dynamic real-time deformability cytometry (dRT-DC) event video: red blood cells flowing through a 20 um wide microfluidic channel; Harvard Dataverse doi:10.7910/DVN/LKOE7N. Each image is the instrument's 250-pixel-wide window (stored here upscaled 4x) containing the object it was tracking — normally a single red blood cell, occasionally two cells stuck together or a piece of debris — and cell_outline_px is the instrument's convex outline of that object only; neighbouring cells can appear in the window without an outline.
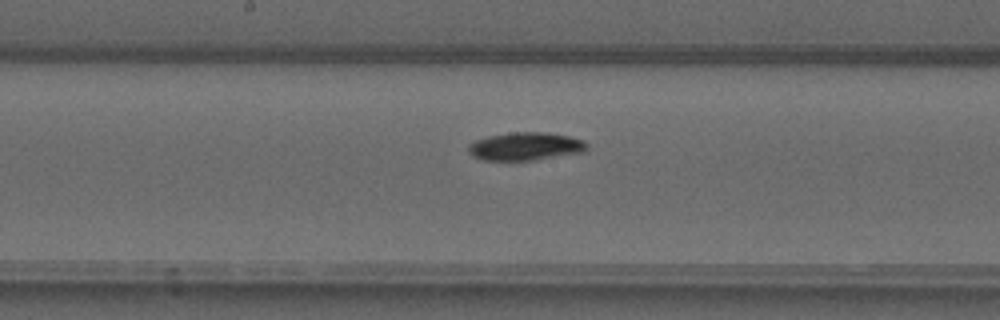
{"species": "common noctule bat (a hibernating species)", "species_latin": "Nyctalus noctula", "temperature_condition": "warm", "stored_images_in_passage": 50, "camera_frame_rate_fps": 3000, "um_per_image_px": 0.085, "animal": {"sex": "male", "forearm_length_mm": 52.5}, "frame": {"image": 1, "passage_image": 26, "time_ms": 8.333, "image_size_px": [1000, 320], "cell_outline_px": [[588, 148], [584, 152], [532, 160], [484, 160], [472, 156], [468, 152], [468, 144], [476, 140], [488, 136], [512, 132], [544, 132], [568, 136], [584, 140], [588, 144]], "centroid_in_image_um": [44.66, 12.44], "position_along_channel_um": 203.5, "area_um2": 19.36}}
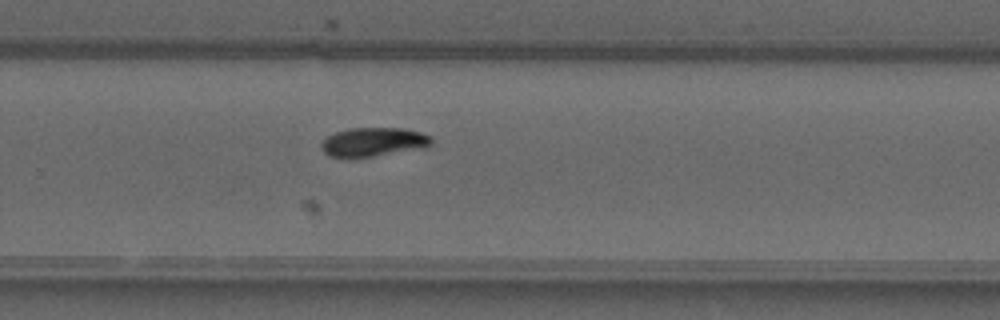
{"frame": {"image": 2, "passage_image": 33, "time_ms": 10.667, "image_size_px": [1000, 320], "cell_outline_px": [[432, 144], [428, 148], [372, 156], [328, 156], [320, 148], [320, 144], [328, 136], [336, 132], [348, 128], [404, 128], [420, 132], [432, 136]], "centroid_in_image_um": [31.8, 12.05], "position_along_channel_um": 298.0, "area_um2": 18.55}}
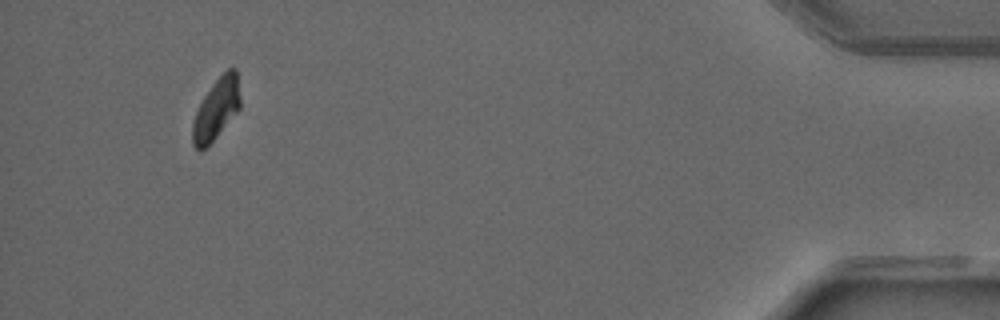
{"frame": {"image": 3, "passage_image": 47, "time_ms": 15.333, "image_size_px": [1000, 320], "cell_outline_px": [[240, 108], [216, 136], [204, 148], [196, 148], [192, 144], [192, 124], [196, 112], [204, 96], [212, 84], [228, 68], [236, 68], [240, 96]], "centroid_in_image_um": [18.39, 9.23], "position_along_channel_um": 416.8, "area_um2": 16.53}, "authors_computed_cell_mechanics": {"area_um2": 17.7157, "velocity_mm_per_s": 4.0743, "shape_relaxation_time_tau1_ms": 5.0454, "shape_relaxation_time_tau2_ms": null, "deformation_change_tau1": 0.1435, "deformation_change_tau2": null}}